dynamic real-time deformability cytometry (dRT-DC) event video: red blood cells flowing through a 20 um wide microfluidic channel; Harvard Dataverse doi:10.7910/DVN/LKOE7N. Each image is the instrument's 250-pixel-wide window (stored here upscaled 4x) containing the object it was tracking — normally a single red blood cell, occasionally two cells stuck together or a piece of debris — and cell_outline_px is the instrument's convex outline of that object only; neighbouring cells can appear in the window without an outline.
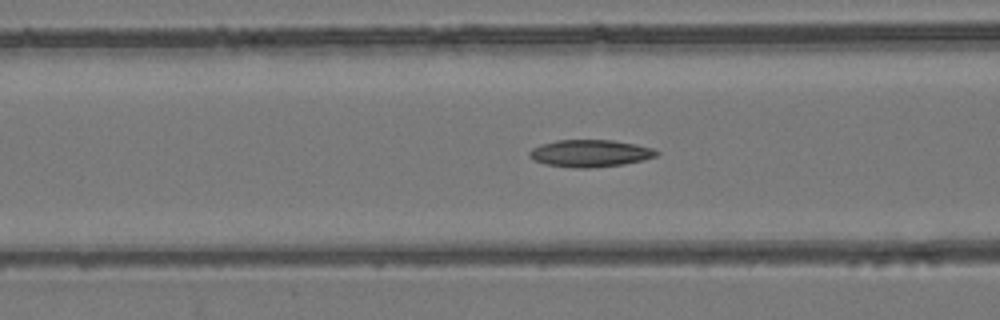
{"species": "common noctule bat (a hibernating species)", "species_latin": "Nyctalus noctula", "temperature_condition": "room temperature", "stored_images_in_passage": 54, "camera_frame_rate_fps": 3000, "um_per_image_px": 0.085, "animal": {"sex": "female", "body_mass_g": 24.6, "forearm_length_mm": 56.2}, "frame": {"image": 1, "passage_image": 22, "time_ms": 7.0, "image_size_px": [1000, 320], "cell_outline_px": [[660, 152], [656, 156], [644, 160], [624, 164], [592, 168], [576, 168], [544, 164], [532, 160], [528, 156], [528, 152], [532, 148], [540, 144], [556, 140], [612, 140], [636, 144], [652, 148]], "centroid_in_image_um": [50.13, 13.03], "position_along_channel_um": 116.5, "area_um2": 20.35}}
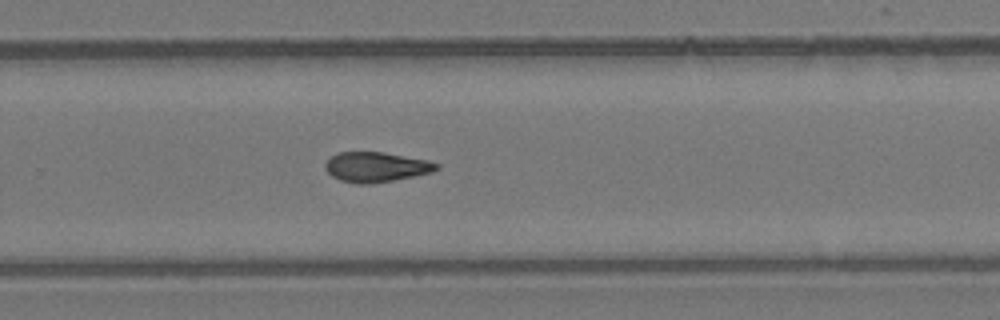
{"frame": {"image": 2, "passage_image": 36, "time_ms": 11.667, "image_size_px": [1000, 320], "cell_outline_px": [[440, 168], [432, 172], [372, 184], [356, 184], [340, 180], [332, 176], [328, 172], [324, 164], [336, 152], [384, 152], [428, 160], [440, 164]], "centroid_in_image_um": [31.97, 14.19], "position_along_channel_um": 297.8, "area_um2": 19.42}}
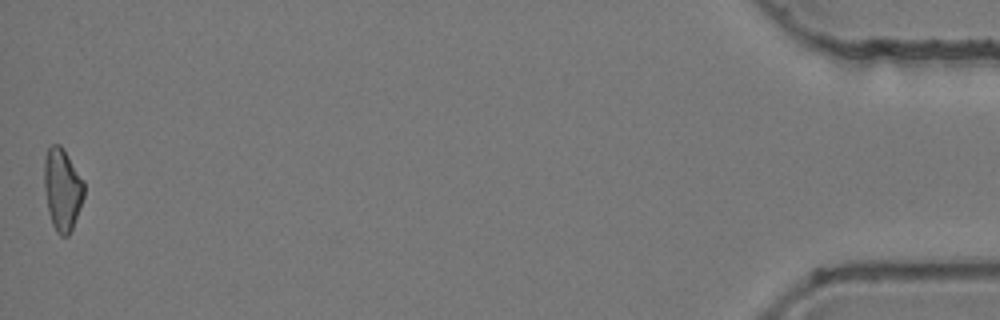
{"frame": {"image": 3, "passage_image": 54, "time_ms": 17.667, "image_size_px": [1000, 320], "cell_outline_px": [[84, 196], [72, 228], [68, 236], [60, 236], [56, 232], [52, 224], [48, 212], [44, 188], [44, 160], [48, 148], [52, 144], [60, 144], [84, 180]], "centroid_in_image_um": [5.28, 16.1], "position_along_channel_um": 429.9, "area_um2": 19.07}, "authors_computed_cell_mechanics": {"area_um2": 19.5364, "velocity_mm_per_s": 3.895, "shape_relaxation_time_tau1_ms": null, "shape_relaxation_time_tau2_ms": 8.7536, "deformation_change_tau1": null, "deformation_change_tau2": 0.1855}}